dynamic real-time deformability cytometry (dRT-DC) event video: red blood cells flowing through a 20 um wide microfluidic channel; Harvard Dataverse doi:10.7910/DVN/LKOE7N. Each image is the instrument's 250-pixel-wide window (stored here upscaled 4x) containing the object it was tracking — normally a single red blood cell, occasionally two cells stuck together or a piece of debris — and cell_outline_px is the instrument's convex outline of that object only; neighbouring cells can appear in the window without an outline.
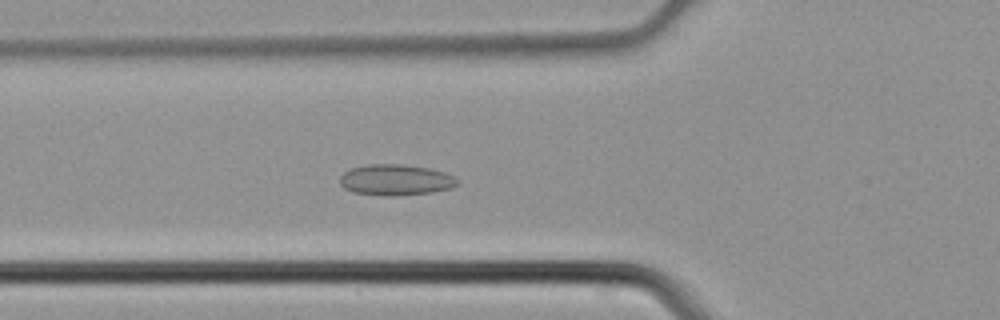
{"species": "common noctule bat (a hibernating species)", "species_latin": "Nyctalus noctula", "temperature_condition": "cold", "stored_images_in_passage": 33, "camera_frame_rate_fps": 3000, "um_per_image_px": 0.085, "animal": {"sex": "male", "body_mass_g": 21.5, "forearm_length_mm": 52.0}, "frame": {"image": 1, "passage_image": 9, "time_ms": 2.667, "image_size_px": [1000, 320], "cell_outline_px": [[460, 184], [452, 188], [432, 192], [392, 196], [388, 196], [352, 192], [344, 188], [340, 184], [340, 176], [348, 168], [368, 164], [400, 164], [428, 168], [444, 172], [456, 176], [460, 180]], "centroid_in_image_um": [33.65, 15.29], "position_along_channel_um": 92.1, "area_um2": 21.44}}
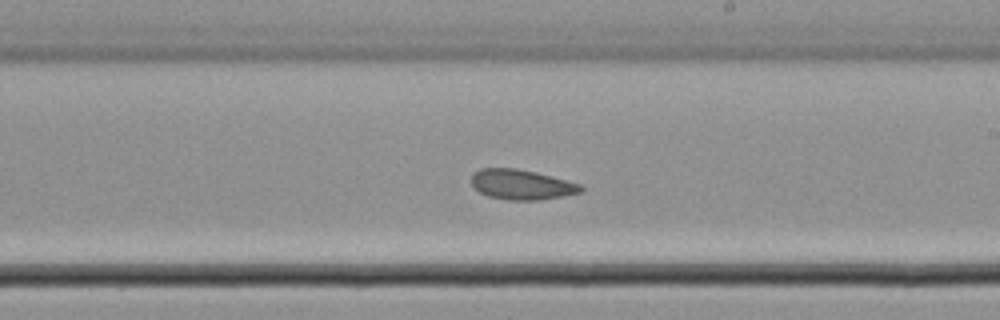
{"frame": {"image": 2, "passage_image": 19, "time_ms": 6.0, "image_size_px": [1000, 320], "cell_outline_px": [[584, 192], [540, 200], [508, 200], [488, 196], [480, 192], [472, 184], [472, 172], [480, 168], [516, 168], [536, 172], [580, 184], [584, 188]], "centroid_in_image_um": [44.34, 15.69], "position_along_channel_um": 244.7, "area_um2": 19.19}}
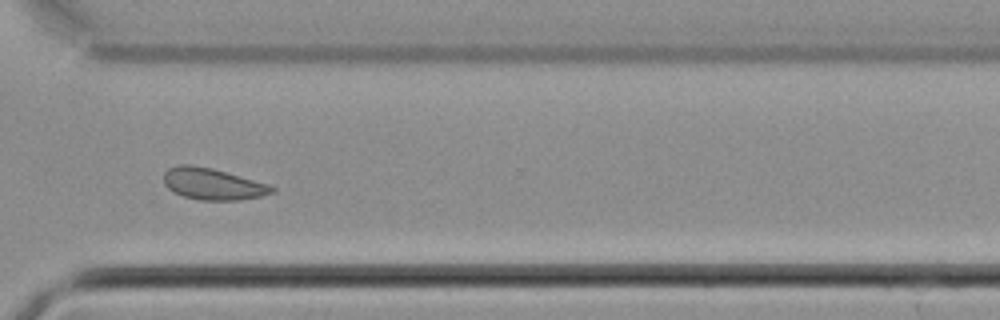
{"frame": {"image": 3, "passage_image": 26, "time_ms": 8.333, "image_size_px": [1000, 320], "cell_outline_px": [[276, 192], [260, 196], [240, 200], [200, 200], [184, 196], [172, 192], [164, 184], [164, 172], [168, 168], [180, 164], [192, 164], [212, 168], [268, 184], [276, 188]], "centroid_in_image_um": [18.06, 15.63], "position_along_channel_um": 352.5, "area_um2": 19.94}}